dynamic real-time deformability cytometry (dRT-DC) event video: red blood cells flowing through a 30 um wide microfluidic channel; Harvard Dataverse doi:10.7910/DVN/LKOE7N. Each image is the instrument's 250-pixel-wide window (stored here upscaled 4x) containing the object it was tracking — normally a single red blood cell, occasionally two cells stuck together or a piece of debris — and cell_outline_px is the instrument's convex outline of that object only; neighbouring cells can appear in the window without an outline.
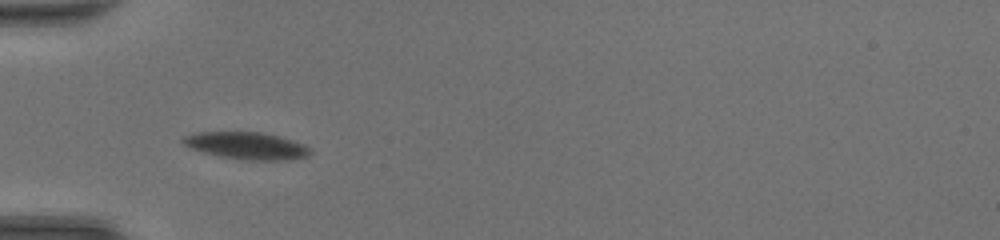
{"species": "common noctule bat (a hibernating species)", "species_latin": "Nyctalus noctula", "temperature_condition": "room temperature", "stored_images_in_passage": 23, "camera_frame_rate_fps": 3000, "um_per_image_px": 0.085, "animal": {"sex": "female", "body_mass_g": 20.0, "forearm_length_mm": 54.0}, "frame": {"image": 1, "passage_image": 1, "time_ms": 0.0, "image_size_px": [1000, 240], "cell_outline_px": [[312, 152], [308, 156], [276, 160], [240, 160], [220, 156], [204, 152], [192, 148], [184, 144], [180, 140], [184, 136], [196, 132], [260, 132], [292, 140], [304, 144]], "centroid_in_image_um": [20.92, 12.38], "position_along_channel_um": 64.1, "area_um2": 19.83}}
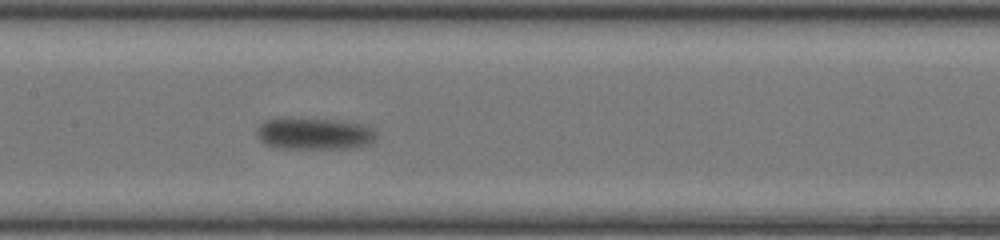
{"frame": {"image": 2, "passage_image": 10, "time_ms": 3.0, "image_size_px": [1000, 240], "cell_outline_px": [[376, 136], [368, 144], [348, 148], [280, 148], [268, 144], [260, 140], [256, 132], [260, 124], [264, 120], [288, 116], [336, 120], [360, 124], [372, 128], [376, 132]], "centroid_in_image_um": [26.66, 11.32], "position_along_channel_um": 180.7, "area_um2": 22.25}}
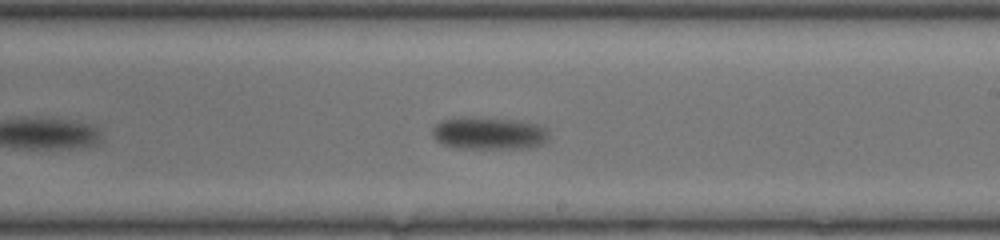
{"frame": {"image": 3, "passage_image": 15, "time_ms": 4.667, "image_size_px": [1000, 240], "cell_outline_px": [[548, 140], [540, 144], [528, 148], [456, 148], [444, 144], [436, 140], [432, 136], [432, 128], [440, 120], [520, 120], [540, 124], [548, 128]], "centroid_in_image_um": [41.63, 11.37], "position_along_channel_um": 247.4, "area_um2": 21.27}, "authors_computed_cell_mechanics": {"area_um2": 20.9814, "velocity_mm_per_s": 4.024, "shape_relaxation_time_tau1_ms": 2.2799, "shape_relaxation_time_tau2_ms": null, "deformation_change_tau1": 0.0737, "deformation_change_tau2": null}}